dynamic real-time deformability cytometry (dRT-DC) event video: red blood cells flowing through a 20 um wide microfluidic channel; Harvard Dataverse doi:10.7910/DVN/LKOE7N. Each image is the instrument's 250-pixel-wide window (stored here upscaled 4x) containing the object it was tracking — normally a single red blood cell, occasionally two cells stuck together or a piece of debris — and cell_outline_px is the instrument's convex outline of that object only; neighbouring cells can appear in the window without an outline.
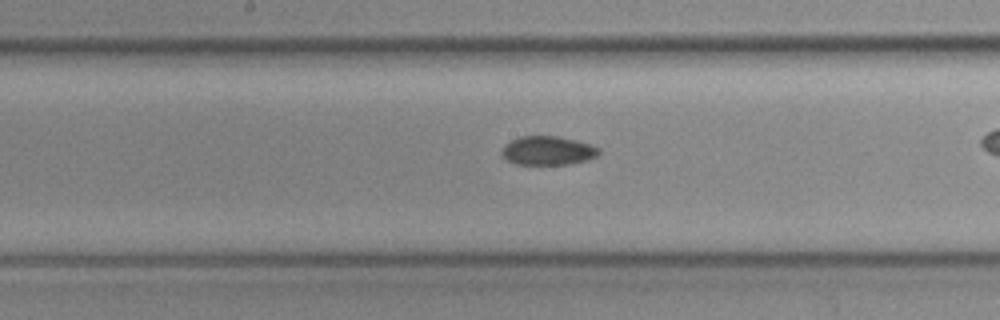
{"species": "common noctule bat (a hibernating species)", "species_latin": "Nyctalus noctula", "temperature_condition": "cold", "stored_images_in_passage": 33, "camera_frame_rate_fps": 3000, "um_per_image_px": 0.085, "animal": {"sex": "female", "body_mass_g": 19.3, "forearm_length_mm": 54.1}, "frame": {"image": 1, "passage_image": 19, "time_ms": 6.0, "image_size_px": [1000, 320], "cell_outline_px": [[600, 152], [596, 156], [588, 160], [568, 164], [516, 164], [508, 160], [500, 152], [504, 144], [520, 136], [560, 136], [592, 144], [600, 148]], "centroid_in_image_um": [46.59, 12.79], "position_along_channel_um": 201.6, "area_um2": 16.42}}
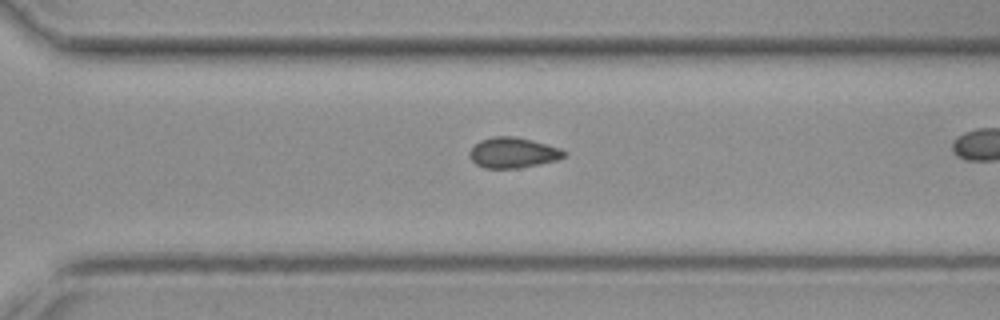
{"frame": {"image": 2, "passage_image": 28, "time_ms": 9.0, "image_size_px": [1000, 320], "cell_outline_px": [[568, 152], [564, 156], [556, 160], [540, 164], [516, 168], [484, 168], [476, 164], [468, 156], [468, 152], [480, 140], [492, 136], [516, 136], [532, 140], [560, 148]], "centroid_in_image_um": [43.59, 12.97], "position_along_channel_um": 327.0, "area_um2": 16.82}}